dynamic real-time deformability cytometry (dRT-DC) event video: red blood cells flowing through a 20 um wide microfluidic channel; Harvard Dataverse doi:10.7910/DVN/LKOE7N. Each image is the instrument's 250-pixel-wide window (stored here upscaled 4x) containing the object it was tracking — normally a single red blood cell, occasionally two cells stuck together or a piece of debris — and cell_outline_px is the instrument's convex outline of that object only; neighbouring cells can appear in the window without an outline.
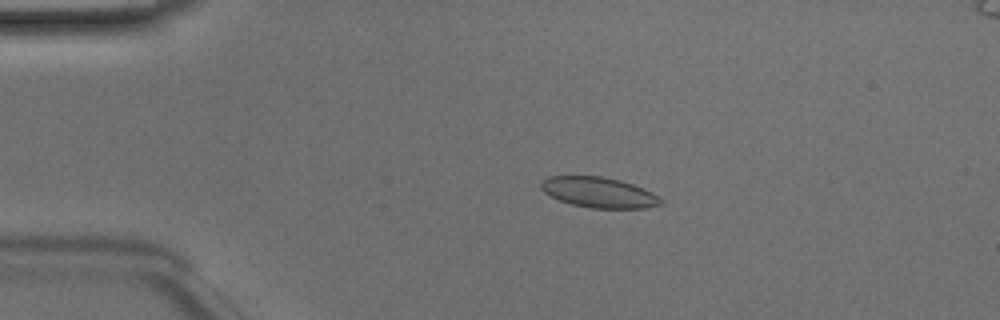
{"species": "Egyptian fruit bat (a non-hibernating species)", "species_latin": "Rousettus aegyptiacus", "temperature_condition": "room temperature", "stored_images_in_passage": 40, "camera_frame_rate_fps": 3000, "um_per_image_px": 0.085, "animal": {"sex": "male"}, "frame": {"image": 1, "passage_image": 1, "time_ms": 0.0, "image_size_px": [1000, 320], "cell_outline_px": [[664, 204], [644, 208], [592, 208], [572, 204], [560, 200], [544, 192], [540, 188], [540, 184], [548, 176], [600, 176], [620, 180], [644, 188], [652, 192], [664, 200]], "centroid_in_image_um": [50.94, 16.35], "position_along_channel_um": 34.1, "area_um2": 21.21}}
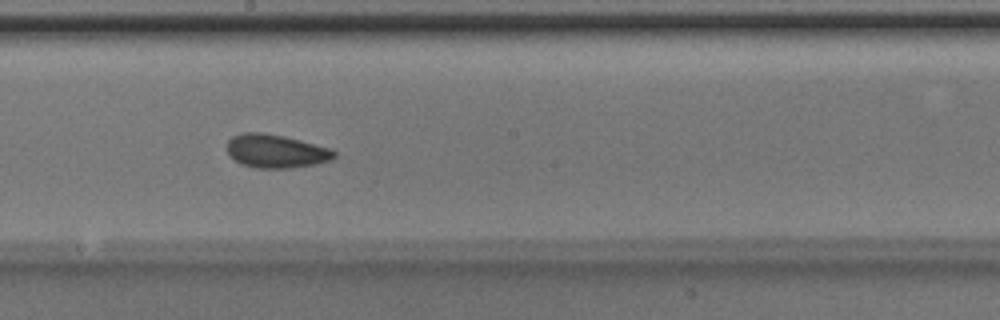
{"frame": {"image": 2, "passage_image": 18, "time_ms": 5.667, "image_size_px": [1000, 320], "cell_outline_px": [[336, 156], [332, 160], [316, 164], [288, 168], [256, 168], [244, 164], [236, 160], [228, 152], [228, 140], [232, 136], [240, 132], [264, 132], [284, 136], [332, 148], [336, 152]], "centroid_in_image_um": [23.49, 12.83], "position_along_channel_um": 224.7, "area_um2": 20.92}}
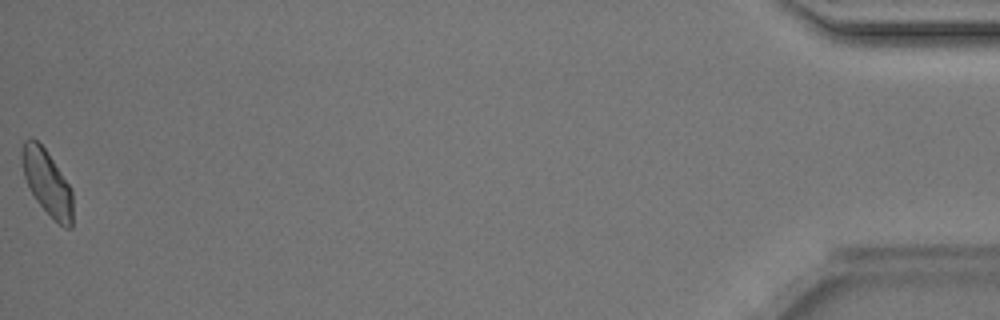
{"frame": {"image": 3, "passage_image": 40, "time_ms": 13.0, "image_size_px": [1000, 320], "cell_outline_px": [[72, 228], [64, 228], [36, 200], [24, 176], [20, 160], [20, 152], [24, 140], [32, 136], [44, 148], [68, 184], [72, 192]], "centroid_in_image_um": [3.97, 15.48], "position_along_channel_um": 431.2, "area_um2": 18.9}, "authors_computed_cell_mechanics": {"area_um2": 20.0277, "velocity_mm_per_s": 4.1407, "shape_relaxation_time_tau1_ms": 2.9744, "shape_relaxation_time_tau2_ms": 1.5594, "deformation_change_tau1": 0.0764, "deformation_change_tau2": 0.0664}}